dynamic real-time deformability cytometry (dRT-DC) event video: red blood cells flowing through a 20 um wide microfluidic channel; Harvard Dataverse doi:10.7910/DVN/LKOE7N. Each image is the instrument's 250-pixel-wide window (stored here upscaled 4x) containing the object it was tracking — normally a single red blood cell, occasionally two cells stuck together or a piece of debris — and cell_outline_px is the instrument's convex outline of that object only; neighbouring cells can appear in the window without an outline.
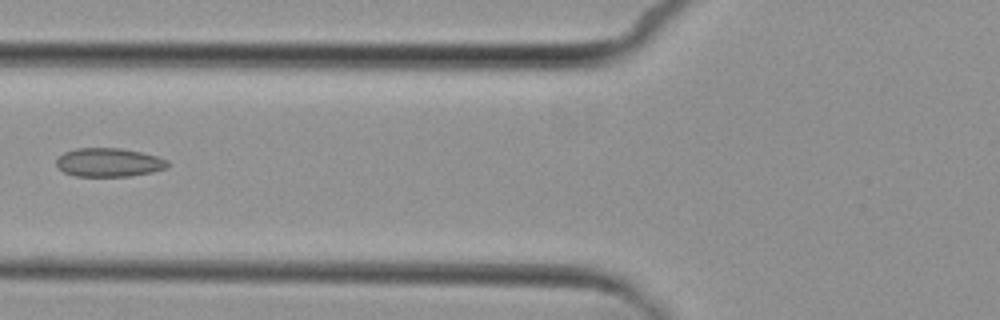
{"species": "common noctule bat (a hibernating species)", "species_latin": "Nyctalus noctula", "temperature_condition": "cold", "stored_images_in_passage": 4, "camera_frame_rate_fps": 3000, "um_per_image_px": 0.085, "animal": {"sex": "female", "body_mass_g": 29.2, "forearm_length_mm": 56.3}, "frame": {"image": 1, "passage_image": 4, "time_ms": 4.333, "image_size_px": [1000, 320], "cell_outline_px": [[168, 164], [164, 168], [152, 172], [128, 176], [76, 176], [64, 172], [56, 164], [56, 160], [64, 152], [76, 148], [120, 148], [140, 152], [156, 156], [168, 160]], "centroid_in_image_um": [9.23, 13.8], "position_along_channel_um": 116.6, "area_um2": 18.38}}